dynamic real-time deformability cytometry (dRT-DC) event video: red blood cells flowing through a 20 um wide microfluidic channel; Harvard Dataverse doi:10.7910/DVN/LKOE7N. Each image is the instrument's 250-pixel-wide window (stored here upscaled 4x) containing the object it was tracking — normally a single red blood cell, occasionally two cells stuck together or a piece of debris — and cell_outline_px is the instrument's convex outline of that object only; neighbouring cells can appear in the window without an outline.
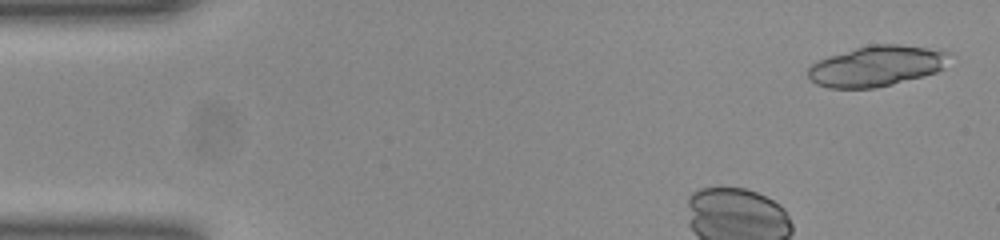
{"species": "common noctule bat (a hibernating species)", "species_latin": "Nyctalus noctula", "temperature_condition": "room temperature", "stored_images_in_passage": 38, "camera_frame_rate_fps": 3000, "um_per_image_px": 0.085, "animal": {"sex": "female", "body_mass_g": 23.0, "forearm_length_mm": 53.4}, "frame": {"image": 1, "passage_image": 2, "time_ms": 0.333, "image_size_px": [1000, 240], "cell_outline_px": [[952, 52], [940, 68], [936, 72], [924, 76], [876, 88], [828, 88], [816, 84], [808, 76], [808, 68], [816, 60], [828, 56], [856, 48], [872, 44], [900, 44], [928, 48]], "centroid_in_image_um": [74.47, 5.61], "position_along_channel_um": 10.5, "area_um2": 33.23}}